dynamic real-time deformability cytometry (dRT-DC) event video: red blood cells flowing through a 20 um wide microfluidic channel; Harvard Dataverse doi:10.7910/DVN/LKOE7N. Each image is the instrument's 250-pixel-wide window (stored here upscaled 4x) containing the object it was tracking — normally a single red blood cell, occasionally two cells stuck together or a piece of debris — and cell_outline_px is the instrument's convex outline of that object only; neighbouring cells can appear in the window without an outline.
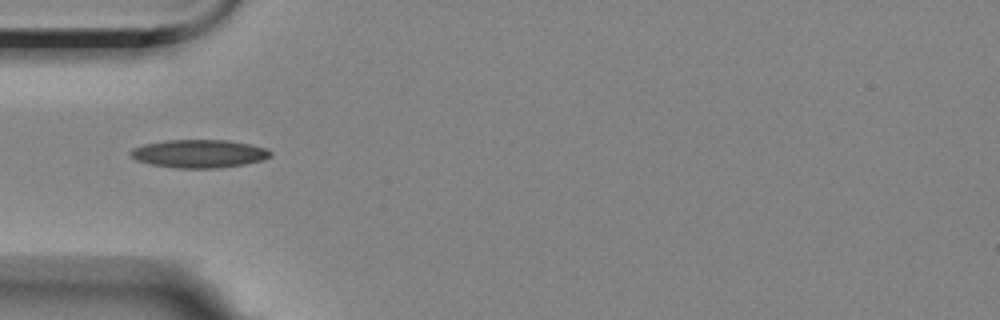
{"species": "Egyptian fruit bat (a non-hibernating species)", "species_latin": "Rousettus aegyptiacus", "temperature_condition": "room temperature", "stored_images_in_passage": 4, "camera_frame_rate_fps": 3000, "um_per_image_px": 0.085, "animal": {"sex": "female"}, "frame": {"image": 1, "passage_image": 4, "time_ms": 4.333, "image_size_px": [1000, 320], "cell_outline_px": [[272, 156], [260, 160], [244, 164], [220, 168], [176, 168], [152, 164], [136, 160], [128, 152], [132, 148], [144, 144], [164, 140], [228, 140], [252, 144], [268, 148], [272, 152]], "centroid_in_image_um": [16.94, 13.05], "position_along_channel_um": 68.1, "area_um2": 23.06}}